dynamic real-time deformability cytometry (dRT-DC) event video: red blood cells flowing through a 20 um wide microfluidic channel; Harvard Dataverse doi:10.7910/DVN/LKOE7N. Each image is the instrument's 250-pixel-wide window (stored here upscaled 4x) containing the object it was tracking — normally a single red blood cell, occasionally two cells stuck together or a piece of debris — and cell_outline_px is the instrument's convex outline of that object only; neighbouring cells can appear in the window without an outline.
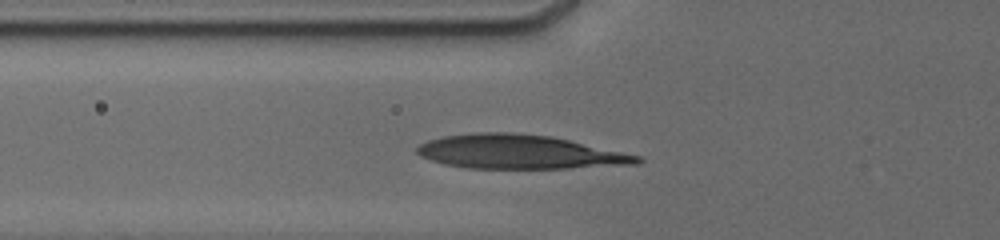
{"species": "human", "species_latin": "Homo sapiens", "temperature_condition": "cold", "stored_images_in_passage": 3, "camera_frame_rate_fps": 3000, "um_per_image_px": 0.085, "donor": {"sex": "male"}, "frame": {"image": 1, "passage_image": 3, "time_ms": 2.333, "image_size_px": [1000, 240], "cell_outline_px": [[644, 160], [640, 164], [568, 168], [468, 168], [444, 164], [420, 156], [416, 152], [416, 148], [420, 144], [428, 140], [444, 136], [472, 132], [512, 132], [548, 136], [568, 140], [640, 156]], "centroid_in_image_um": [44.12, 12.91], "position_along_channel_um": 81.7, "area_um2": 43.41}}